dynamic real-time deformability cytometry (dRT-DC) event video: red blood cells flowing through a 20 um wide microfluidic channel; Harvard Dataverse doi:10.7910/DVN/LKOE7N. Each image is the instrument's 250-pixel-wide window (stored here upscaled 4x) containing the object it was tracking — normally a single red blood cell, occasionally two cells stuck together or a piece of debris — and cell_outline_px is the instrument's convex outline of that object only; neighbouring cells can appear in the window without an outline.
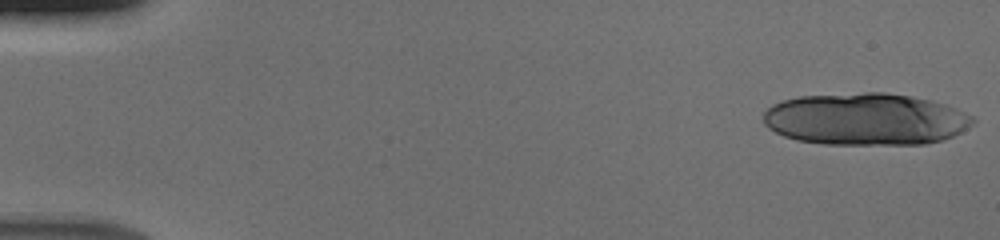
{"species": "human", "species_latin": "Homo sapiens", "temperature_condition": "cold", "stored_images_in_passage": 17, "segment_of_instrument_passage": [1, 2], "camera_frame_rate_fps": 3000, "um_per_image_px": 0.085, "donor": {"sex": "male"}, "frame": {"image": 1, "passage_image": 1, "time_ms": 0.0, "image_size_px": [1000, 240], "cell_outline_px": [[976, 120], [968, 128], [952, 136], [940, 140], [924, 144], [824, 144], [796, 140], [784, 136], [768, 128], [764, 124], [764, 112], [772, 104], [784, 100], [800, 96], [864, 92], [884, 92], [912, 96], [932, 100], [956, 108], [972, 116]], "centroid_in_image_um": [73.57, 10.12], "position_along_channel_um": 11.4, "area_um2": 63.7}}